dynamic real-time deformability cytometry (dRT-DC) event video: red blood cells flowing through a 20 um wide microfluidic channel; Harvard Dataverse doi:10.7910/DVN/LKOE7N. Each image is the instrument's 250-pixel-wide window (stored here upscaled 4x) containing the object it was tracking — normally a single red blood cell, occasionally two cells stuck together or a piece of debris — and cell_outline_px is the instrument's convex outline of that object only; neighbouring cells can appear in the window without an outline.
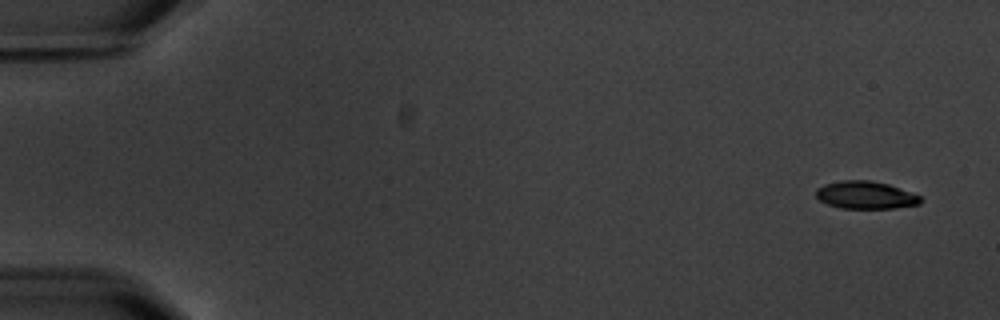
{"species": "common noctule bat (a hibernating species)", "species_latin": "Nyctalus noctula", "temperature_condition": "warm", "stored_images_in_passage": 5, "camera_frame_rate_fps": 3000, "um_per_image_px": 0.085, "animal": {"sex": "male", "body_mass_g": 20.1, "forearm_length_mm": 53.5}, "frame": {"image": 1, "passage_image": 1, "time_ms": 0.0, "image_size_px": [1000, 320], "cell_outline_px": [[924, 200], [920, 204], [892, 208], [840, 208], [828, 204], [820, 200], [816, 196], [816, 188], [824, 184], [840, 180], [868, 180], [888, 184], [920, 196]], "centroid_in_image_um": [73.56, 16.58], "position_along_channel_um": 11.4, "area_um2": 16.76}}
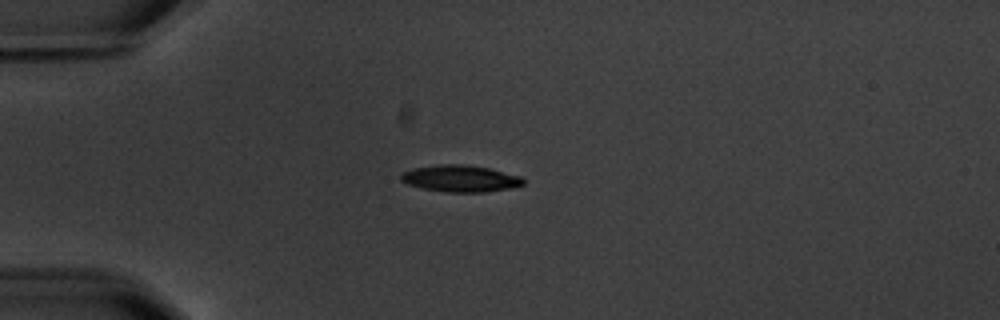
{"frame": {"image": 2, "passage_image": 4, "time_ms": 4.333, "image_size_px": [1000, 320], "cell_outline_px": [[524, 184], [508, 188], [484, 192], [448, 192], [424, 188], [408, 184], [400, 180], [400, 176], [404, 172], [412, 168], [440, 164], [464, 164], [488, 168], [520, 176], [524, 180]], "centroid_in_image_um": [39.11, 15.16], "position_along_channel_um": 45.9, "area_um2": 18.79}}